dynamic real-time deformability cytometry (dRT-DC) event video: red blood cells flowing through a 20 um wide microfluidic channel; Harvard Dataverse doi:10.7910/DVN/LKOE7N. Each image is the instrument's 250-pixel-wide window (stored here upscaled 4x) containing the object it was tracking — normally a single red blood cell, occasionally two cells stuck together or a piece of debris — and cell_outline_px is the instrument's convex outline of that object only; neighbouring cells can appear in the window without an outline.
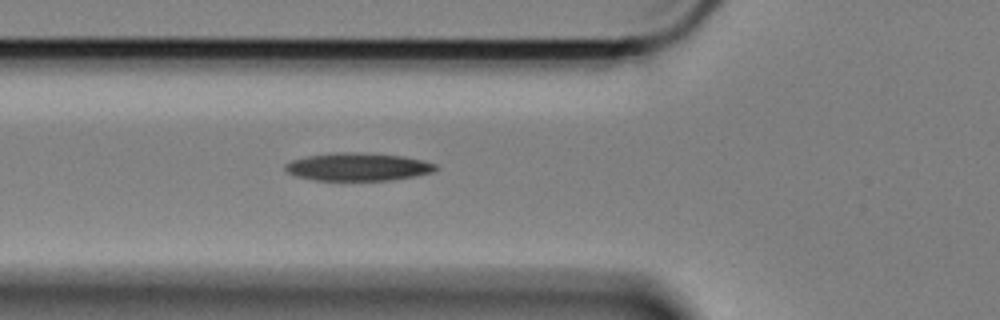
{"species": "Egyptian fruit bat (a non-hibernating species)", "species_latin": "Rousettus aegyptiacus", "temperature_condition": "cold", "stored_images_in_passage": 32, "camera_frame_rate_fps": 3000, "um_per_image_px": 0.085, "animal": {"sex": "female"}, "frame": {"image": 1, "passage_image": 10, "time_ms": 3.0, "image_size_px": [1000, 320], "cell_outline_px": [[440, 168], [432, 172], [392, 180], [316, 180], [296, 176], [288, 172], [284, 168], [284, 164], [292, 160], [308, 156], [336, 152], [360, 152], [404, 156], [424, 160], [436, 164]], "centroid_in_image_um": [30.44, 14.17], "position_along_channel_um": 95.4, "area_um2": 24.45}}
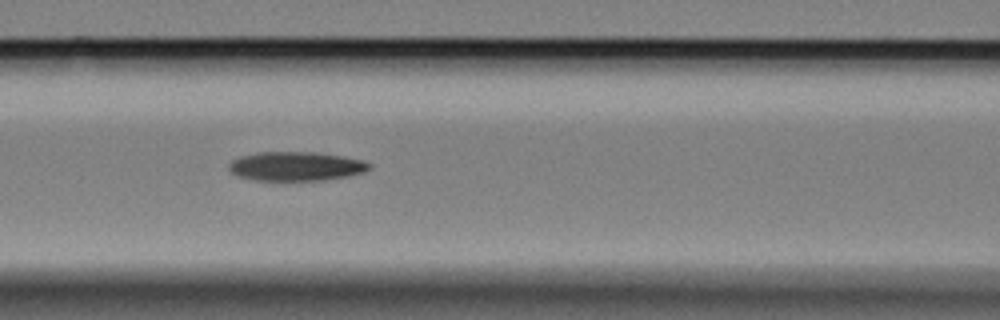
{"frame": {"image": 2, "passage_image": 14, "time_ms": 4.333, "image_size_px": [1000, 320], "cell_outline_px": [[372, 168], [364, 172], [348, 176], [324, 180], [256, 180], [236, 176], [228, 168], [228, 164], [232, 160], [240, 156], [256, 152], [316, 152], [344, 156], [364, 160], [372, 164]], "centroid_in_image_um": [25.18, 14.12], "position_along_channel_um": 141.4, "area_um2": 24.04}}